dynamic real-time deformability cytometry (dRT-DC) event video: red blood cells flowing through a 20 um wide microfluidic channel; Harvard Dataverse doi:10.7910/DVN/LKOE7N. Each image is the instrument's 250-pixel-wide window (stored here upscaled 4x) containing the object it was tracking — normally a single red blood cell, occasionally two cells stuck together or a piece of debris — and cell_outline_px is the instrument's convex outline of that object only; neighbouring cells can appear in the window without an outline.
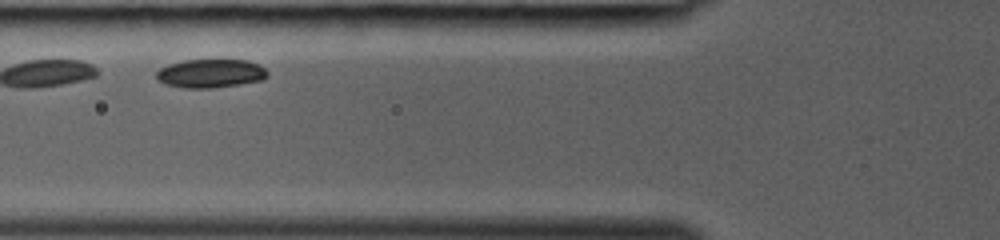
{"species": "common noctule bat (a hibernating species)", "species_latin": "Nyctalus noctula", "temperature_condition": "room temperature", "stored_images_in_passage": 23, "camera_frame_rate_fps": 3000, "um_per_image_px": 0.085, "animal": {"sex": "female", "body_mass_g": 19.0, "forearm_length_mm": 53.3}, "frame": {"image": 1, "passage_image": 4, "time_ms": 1.0, "image_size_px": [1000, 240], "cell_outline_px": [[268, 76], [264, 80], [240, 84], [212, 88], [184, 88], [164, 84], [156, 76], [156, 72], [160, 68], [168, 64], [184, 60], [248, 60], [260, 64], [268, 72]], "centroid_in_image_um": [17.93, 6.24], "position_along_channel_um": 107.9, "area_um2": 18.67}}
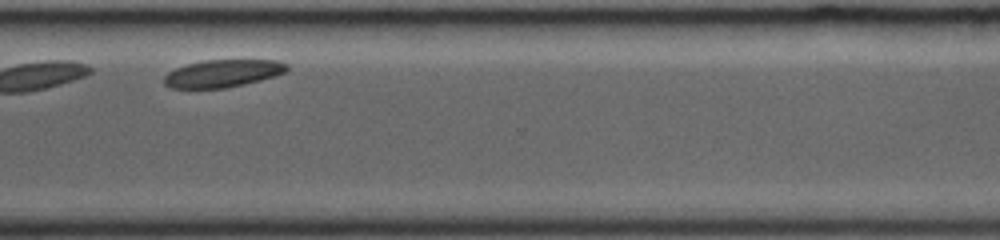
{"frame": {"image": 2, "passage_image": 20, "time_ms": 6.333, "image_size_px": [1000, 240], "cell_outline_px": [[288, 68], [284, 72], [260, 80], [244, 84], [224, 88], [172, 88], [164, 84], [164, 76], [168, 72], [176, 68], [188, 64], [204, 60], [276, 60], [288, 64]], "centroid_in_image_um": [18.91, 6.23], "position_along_channel_um": 351.7, "area_um2": 19.48}}